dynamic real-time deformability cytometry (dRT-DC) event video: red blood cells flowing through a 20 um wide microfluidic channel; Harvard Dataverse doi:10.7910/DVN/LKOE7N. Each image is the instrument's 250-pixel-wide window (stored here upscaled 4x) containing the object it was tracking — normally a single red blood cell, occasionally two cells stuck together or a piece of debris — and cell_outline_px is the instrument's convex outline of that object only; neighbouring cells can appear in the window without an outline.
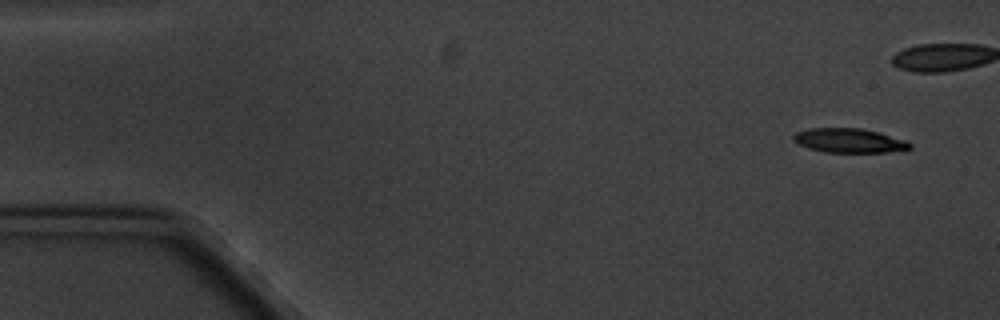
{"species": "common noctule bat (a hibernating species)", "species_latin": "Nyctalus noctula", "temperature_condition": "cold", "stored_images_in_passage": 9, "camera_frame_rate_fps": 3000, "um_per_image_px": 0.085, "animal": {"sex": "male", "body_mass_g": 20.1, "forearm_length_mm": 53.5}, "frame": {"image": 1, "passage_image": 1, "time_ms": 0.0, "image_size_px": [1000, 320], "cell_outline_px": [[912, 148], [884, 152], [824, 152], [808, 148], [792, 140], [792, 136], [796, 132], [808, 128], [860, 128], [908, 140], [912, 144]], "centroid_in_image_um": [72.16, 11.94], "position_along_channel_um": 12.8, "area_um2": 16.42}}